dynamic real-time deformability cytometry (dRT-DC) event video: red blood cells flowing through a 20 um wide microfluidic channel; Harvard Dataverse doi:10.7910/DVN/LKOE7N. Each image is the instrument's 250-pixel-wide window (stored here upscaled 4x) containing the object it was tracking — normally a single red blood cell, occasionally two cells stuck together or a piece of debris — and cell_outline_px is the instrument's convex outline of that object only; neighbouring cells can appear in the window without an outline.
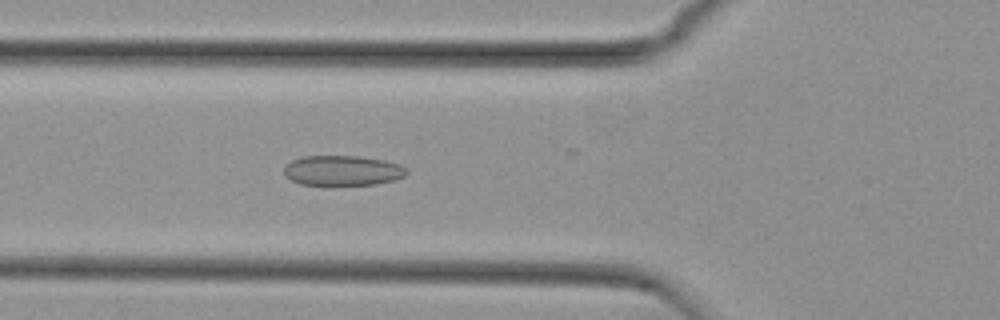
{"species": "common noctule bat (a hibernating species)", "species_latin": "Nyctalus noctula", "temperature_condition": "cold", "stored_images_in_passage": 43, "camera_frame_rate_fps": 3000, "um_per_image_px": 0.085, "animal": {"sex": "female", "body_mass_g": 29.2, "forearm_length_mm": 56.3}, "frame": {"image": 1, "passage_image": 8, "time_ms": 2.333, "image_size_px": [1000, 320], "cell_outline_px": [[408, 172], [404, 176], [396, 180], [376, 184], [328, 188], [300, 184], [284, 176], [284, 168], [292, 160], [304, 156], [360, 156], [384, 160], [400, 164]], "centroid_in_image_um": [29.1, 14.55], "position_along_channel_um": 96.7, "area_um2": 22.43}}
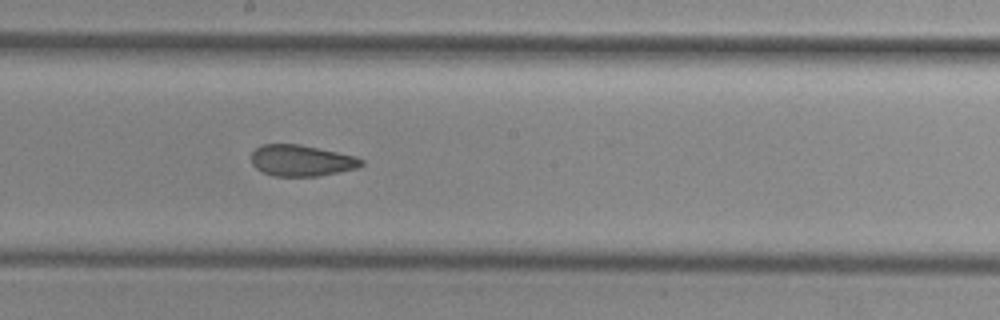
{"frame": {"image": 2, "passage_image": 18, "time_ms": 5.667, "image_size_px": [1000, 320], "cell_outline_px": [[364, 164], [356, 168], [340, 172], [316, 176], [272, 176], [260, 172], [252, 164], [252, 152], [260, 144], [300, 144], [356, 156], [364, 160]], "centroid_in_image_um": [25.61, 13.65], "position_along_channel_um": 222.6, "area_um2": 20.17}}
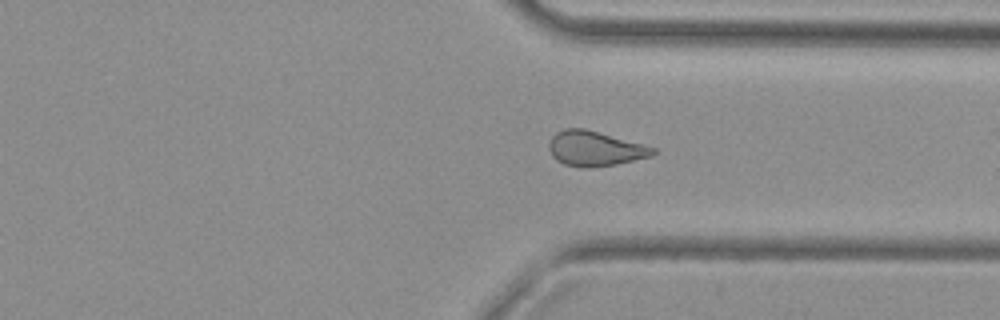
{"frame": {"image": 3, "passage_image": 29, "time_ms": 9.333, "image_size_px": [1000, 320], "cell_outline_px": [[656, 152], [652, 156], [616, 164], [588, 168], [584, 168], [564, 164], [556, 160], [552, 156], [548, 148], [548, 144], [552, 136], [556, 132], [564, 128], [584, 128], [656, 148]], "centroid_in_image_um": [50.53, 12.63], "position_along_channel_um": 360.9, "area_um2": 21.1}, "authors_computed_cell_mechanics": {"area_um2": 21.2126, "velocity_mm_per_s": 3.7669, "shape_relaxation_time_tau1_ms": null, "shape_relaxation_time_tau2_ms": 2.4439, "deformation_change_tau1": null, "deformation_change_tau2": 0.1045}}